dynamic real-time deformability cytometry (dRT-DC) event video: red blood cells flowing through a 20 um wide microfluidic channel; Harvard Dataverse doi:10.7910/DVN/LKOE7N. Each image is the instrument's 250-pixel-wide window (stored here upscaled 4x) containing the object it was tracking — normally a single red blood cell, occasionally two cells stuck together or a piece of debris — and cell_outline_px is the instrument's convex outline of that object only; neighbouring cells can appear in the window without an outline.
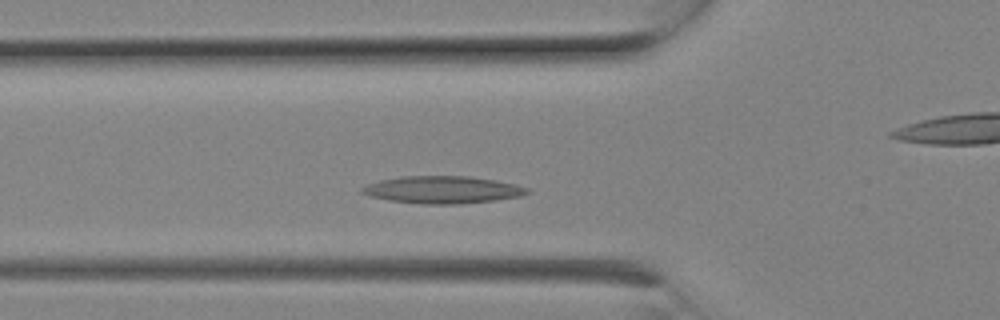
{"species": "Egyptian fruit bat (a non-hibernating species)", "species_latin": "Rousettus aegyptiacus", "temperature_condition": "room temperature", "stored_images_in_passage": 5, "segment_of_instrument_passage": [1, 2], "camera_frame_rate_fps": 3000, "um_per_image_px": 0.085, "animal": {"sex": "female"}, "frame": {"image": 1, "passage_image": 4, "time_ms": 1.0, "image_size_px": [1000, 320], "cell_outline_px": [[532, 192], [520, 196], [492, 200], [456, 204], [420, 204], [388, 200], [372, 196], [360, 192], [360, 188], [368, 184], [380, 180], [400, 176], [468, 176], [496, 180], [516, 184], [528, 188]], "centroid_in_image_um": [37.61, 16.12], "position_along_channel_um": 88.2, "area_um2": 26.24}}